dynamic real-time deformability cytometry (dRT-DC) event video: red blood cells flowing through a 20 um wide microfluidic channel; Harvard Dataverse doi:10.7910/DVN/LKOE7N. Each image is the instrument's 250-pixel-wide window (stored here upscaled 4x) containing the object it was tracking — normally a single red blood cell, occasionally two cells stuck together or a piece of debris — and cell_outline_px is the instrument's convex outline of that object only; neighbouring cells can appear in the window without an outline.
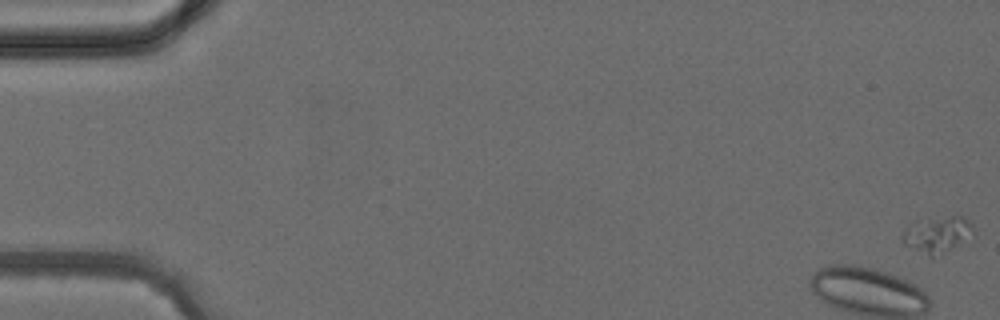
{"species": "common noctule bat (a hibernating species)", "species_latin": "Nyctalus noctula", "temperature_condition": "cold", "stored_images_in_passage": 5, "camera_frame_rate_fps": 3000, "um_per_image_px": 0.085, "animal": {"sex": "female", "body_mass_g": 24.6, "forearm_length_mm": 56.2}, "frame": {"image": 1, "passage_image": 1, "time_ms": 0.0, "image_size_px": [1000, 320], "cell_outline_px": [[976, 236], [932, 256], [904, 244], [900, 240], [900, 236], [916, 220], [952, 216], [960, 216], [968, 220], [972, 224], [976, 232]], "centroid_in_image_um": [79.72, 19.89], "position_along_channel_um": 5.3, "area_um2": 14.62}}